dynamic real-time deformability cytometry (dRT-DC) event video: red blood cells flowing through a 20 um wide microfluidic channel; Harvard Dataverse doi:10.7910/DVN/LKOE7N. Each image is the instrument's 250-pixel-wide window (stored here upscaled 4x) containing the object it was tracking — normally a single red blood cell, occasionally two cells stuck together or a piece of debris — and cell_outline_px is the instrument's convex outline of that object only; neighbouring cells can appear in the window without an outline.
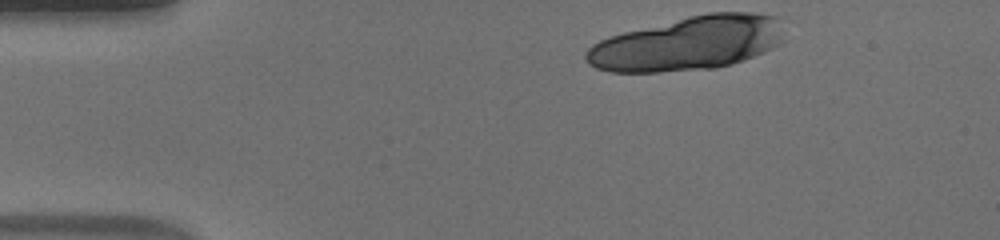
{"species": "human", "species_latin": "Homo sapiens", "temperature_condition": "warm", "stored_images_in_passage": 14, "camera_frame_rate_fps": 3000, "um_per_image_px": 0.085, "donor": {"sex": "male"}, "frame": {"image": 1, "passage_image": 1, "time_ms": 0.0, "image_size_px": [1000, 240], "cell_outline_px": [[780, 44], [764, 52], [744, 60], [732, 64], [716, 68], [660, 72], [612, 72], [596, 68], [588, 64], [584, 56], [588, 48], [592, 44], [600, 40], [624, 32], [688, 16], [708, 12], [756, 12], [780, 16]], "centroid_in_image_um": [58.47, 3.68], "position_along_channel_um": 26.5, "area_um2": 62.37}}